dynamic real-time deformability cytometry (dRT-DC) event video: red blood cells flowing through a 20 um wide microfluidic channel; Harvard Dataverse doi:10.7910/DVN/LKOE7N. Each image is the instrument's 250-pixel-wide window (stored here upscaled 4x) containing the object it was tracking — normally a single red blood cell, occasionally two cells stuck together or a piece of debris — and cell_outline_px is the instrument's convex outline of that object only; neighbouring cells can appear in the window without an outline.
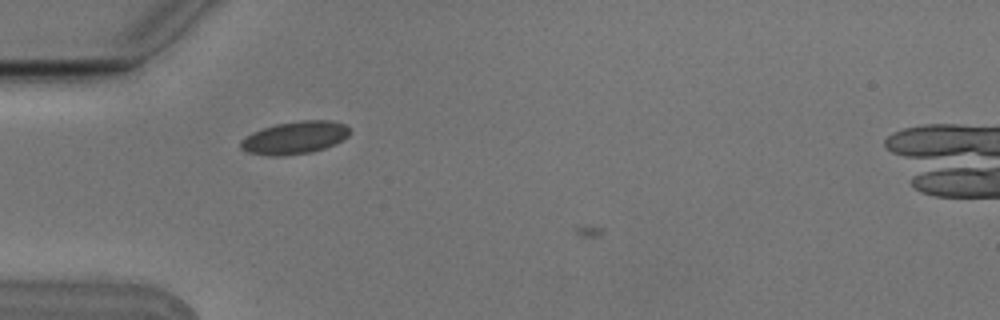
{"species": "Egyptian fruit bat (a non-hibernating species)", "species_latin": "Rousettus aegyptiacus", "temperature_condition": "cold", "stored_images_in_passage": 2, "camera_frame_rate_fps": 3000, "um_per_image_px": 0.085, "animal": {"sex": "male"}, "frame": {"image": 1, "passage_image": 1, "time_ms": 0.0, "image_size_px": [1000, 320], "cell_outline_px": [[352, 132], [348, 136], [324, 148], [312, 152], [284, 156], [268, 156], [248, 152], [240, 148], [240, 140], [252, 132], [276, 124], [300, 120], [332, 120], [344, 124]], "centroid_in_image_um": [25.03, 11.7], "position_along_channel_um": 60.0, "area_um2": 20.75}}